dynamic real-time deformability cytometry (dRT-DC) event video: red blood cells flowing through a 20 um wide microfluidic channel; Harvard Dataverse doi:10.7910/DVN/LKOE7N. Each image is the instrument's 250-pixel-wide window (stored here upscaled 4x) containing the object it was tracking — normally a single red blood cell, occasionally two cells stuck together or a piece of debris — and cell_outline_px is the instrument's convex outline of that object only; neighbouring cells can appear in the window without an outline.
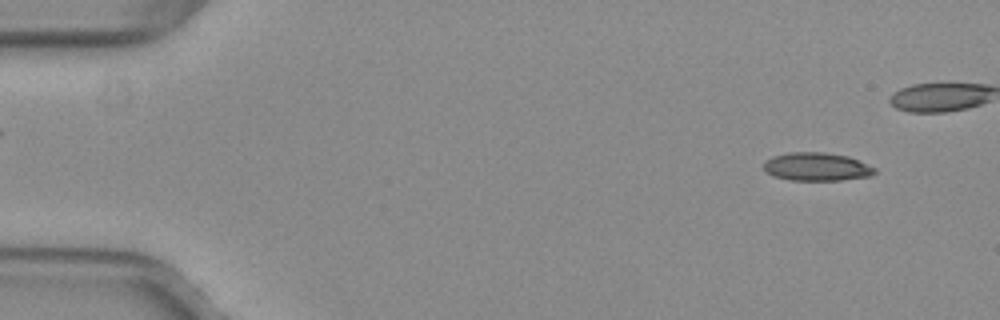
{"species": "common noctule bat (a hibernating species)", "species_latin": "Nyctalus noctula", "temperature_condition": "warm", "stored_images_in_passage": 42, "camera_frame_rate_fps": 3000, "um_per_image_px": 0.085, "animal": {"sex": "female", "body_mass_g": 29.2, "forearm_length_mm": 56.3}, "frame": {"image": 1, "passage_image": 4, "time_ms": 1.0, "image_size_px": [1000, 320], "cell_outline_px": [[876, 172], [872, 176], [840, 180], [788, 180], [772, 176], [764, 168], [764, 160], [772, 156], [788, 152], [824, 152], [848, 156], [876, 168]], "centroid_in_image_um": [69.4, 14.17], "position_along_channel_um": 15.6, "area_um2": 18.38}}
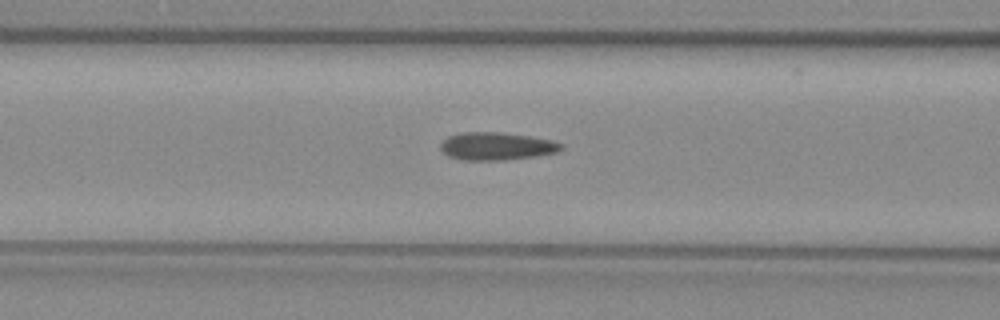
{"frame": {"image": 2, "passage_image": 21, "time_ms": 6.667, "image_size_px": [1000, 320], "cell_outline_px": [[564, 148], [556, 152], [536, 156], [504, 160], [460, 160], [448, 156], [440, 148], [440, 144], [448, 136], [464, 132], [500, 132], [528, 136], [552, 140], [564, 144]], "centroid_in_image_um": [42.21, 12.43], "position_along_channel_um": 124.4, "area_um2": 19.54}}
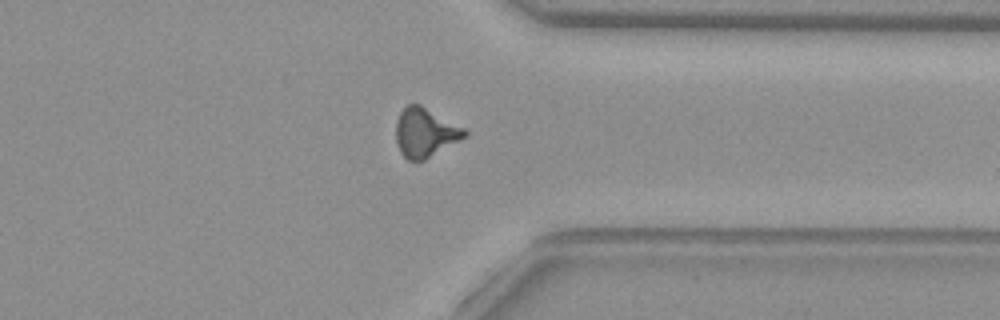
{"frame": {"image": 3, "passage_image": 40, "time_ms": 13.0, "image_size_px": [1000, 320], "cell_outline_px": [[468, 136], [424, 160], [408, 160], [400, 152], [396, 140], [396, 120], [400, 112], [408, 104], [420, 104], [464, 128], [468, 132]], "centroid_in_image_um": [36.14, 11.27], "position_along_channel_um": 375.3, "area_um2": 19.54}}